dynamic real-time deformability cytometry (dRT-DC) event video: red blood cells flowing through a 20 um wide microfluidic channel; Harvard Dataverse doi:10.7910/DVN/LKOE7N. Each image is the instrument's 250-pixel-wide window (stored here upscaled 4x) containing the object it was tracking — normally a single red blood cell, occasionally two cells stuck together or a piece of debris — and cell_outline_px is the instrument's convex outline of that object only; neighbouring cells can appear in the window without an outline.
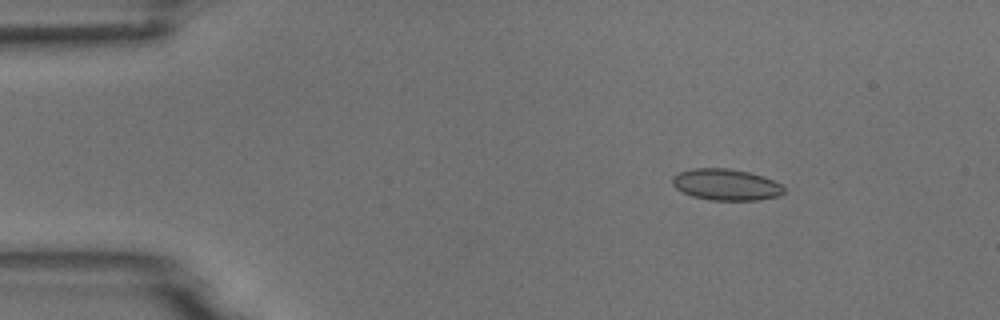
{"species": "common noctule bat (a hibernating species)", "species_latin": "Nyctalus noctula", "temperature_condition": "room temperature", "stored_images_in_passage": 5, "camera_frame_rate_fps": 3000, "um_per_image_px": 0.085, "animal": {"sex": "male", "body_mass_g": 18.8}, "frame": {"image": 1, "passage_image": 2, "time_ms": 1.333, "image_size_px": [1000, 320], "cell_outline_px": [[784, 192], [780, 196], [760, 200], [712, 200], [692, 196], [676, 188], [672, 184], [672, 176], [680, 172], [692, 168], [728, 168], [748, 172], [772, 180], [780, 184], [784, 188]], "centroid_in_image_um": [61.7, 15.7], "position_along_channel_um": 23.3, "area_um2": 20.29}}
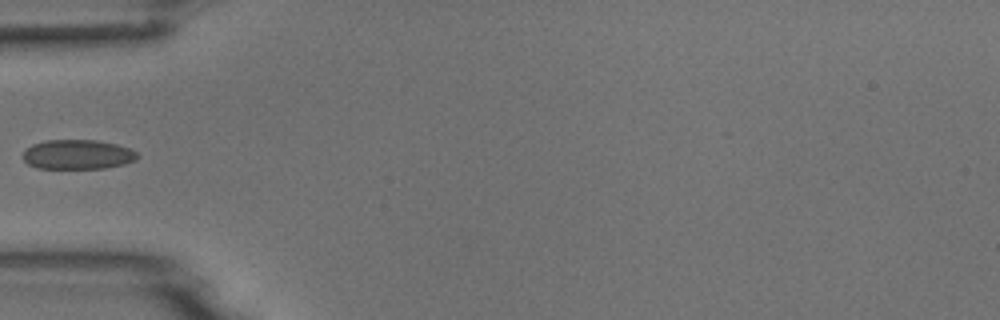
{"frame": {"image": 2, "passage_image": 5, "time_ms": 4.667, "image_size_px": [1000, 320], "cell_outline_px": [[140, 156], [136, 160], [124, 164], [104, 168], [36, 168], [28, 164], [20, 156], [32, 144], [44, 140], [96, 140], [116, 144], [128, 148], [136, 152]], "centroid_in_image_um": [6.58, 13.13], "position_along_channel_um": 78.4, "area_um2": 19.77}}